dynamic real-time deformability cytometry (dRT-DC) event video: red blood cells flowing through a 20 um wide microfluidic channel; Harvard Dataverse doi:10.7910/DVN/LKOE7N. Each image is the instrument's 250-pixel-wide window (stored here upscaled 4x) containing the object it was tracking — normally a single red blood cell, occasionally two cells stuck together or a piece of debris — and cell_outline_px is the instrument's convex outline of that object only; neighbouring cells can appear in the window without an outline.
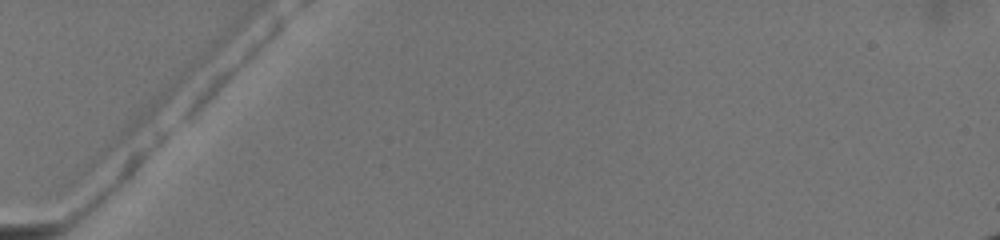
{"species": "common noctule bat (a hibernating species)", "species_latin": "Nyctalus noctula", "temperature_condition": "warm", "stored_images_in_passage": 7, "camera_frame_rate_fps": 3000, "um_per_image_px": 0.085, "animal": {"sex": "female", "body_mass_g": 19.5, "forearm_length_mm": 54.1}, "frame": {"image": 1, "passage_image": 1, "time_ms": 0.0, "image_size_px": [1000, 240], "cell_outline_px": [[284, 20], [280, 28], [196, 116], [184, 116], [188, 104], [212, 80], [276, 20]], "centroid_in_image_um": [19.57, 6.07], "position_along_channel_um": 65.4, "area_um2": 11.04}}